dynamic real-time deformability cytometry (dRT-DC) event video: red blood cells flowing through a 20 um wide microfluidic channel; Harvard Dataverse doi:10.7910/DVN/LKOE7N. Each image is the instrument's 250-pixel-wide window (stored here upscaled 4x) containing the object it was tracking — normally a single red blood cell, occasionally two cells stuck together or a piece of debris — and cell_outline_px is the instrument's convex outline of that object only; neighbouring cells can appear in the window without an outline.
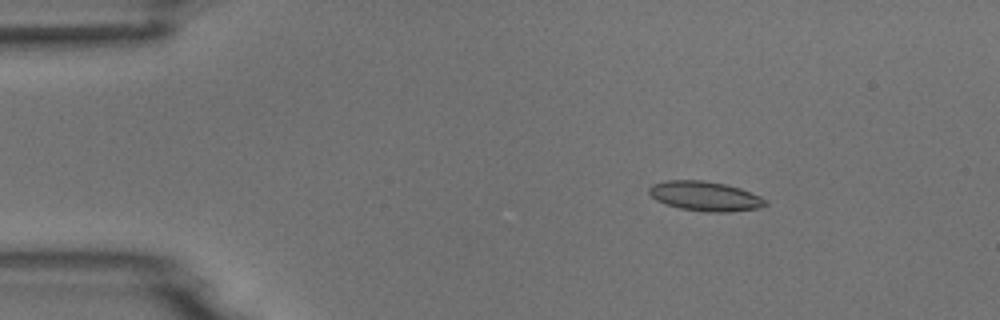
{"species": "common noctule bat (a hibernating species)", "species_latin": "Nyctalus noctula", "temperature_condition": "room temperature", "stored_images_in_passage": 5, "camera_frame_rate_fps": 3000, "um_per_image_px": 0.085, "animal": {"sex": "male", "body_mass_g": 18.8}, "frame": {"image": 1, "passage_image": 3, "time_ms": 2.333, "image_size_px": [1000, 320], "cell_outline_px": [[768, 204], [760, 208], [728, 212], [704, 212], [680, 208], [664, 204], [656, 200], [648, 192], [648, 188], [652, 184], [668, 180], [704, 180], [724, 184], [740, 188], [760, 196], [768, 200]], "centroid_in_image_um": [59.94, 16.68], "position_along_channel_um": 25.1, "area_um2": 20.23}}